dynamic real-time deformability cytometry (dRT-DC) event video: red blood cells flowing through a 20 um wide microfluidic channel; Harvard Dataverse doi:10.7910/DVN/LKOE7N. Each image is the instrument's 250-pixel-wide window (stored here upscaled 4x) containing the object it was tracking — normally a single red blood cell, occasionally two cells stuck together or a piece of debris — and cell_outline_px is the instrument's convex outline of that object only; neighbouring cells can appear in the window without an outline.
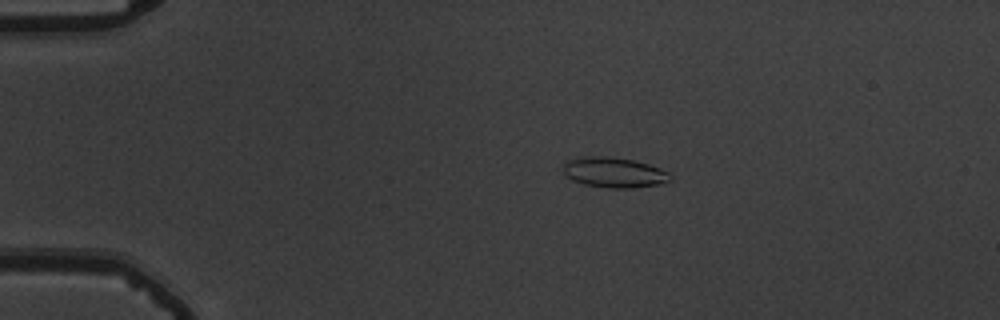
{"species": "common noctule bat (a hibernating species)", "species_latin": "Nyctalus noctula", "temperature_condition": "warm", "stored_images_in_passage": 47, "camera_frame_rate_fps": 3000, "um_per_image_px": 0.085, "animal": {"sex": "male", "body_mass_g": 19.5, "forearm_length_mm": 54.6}, "frame": {"image": 1, "passage_image": 3, "time_ms": 0.667, "image_size_px": [1000, 320], "cell_outline_px": [[672, 180], [656, 184], [632, 188], [608, 188], [584, 184], [572, 180], [564, 172], [564, 160], [584, 156], [604, 156], [632, 160], [648, 164], [660, 168], [668, 172], [672, 176]], "centroid_in_image_um": [52.18, 14.65], "position_along_channel_um": 32.8, "area_um2": 18.79}}
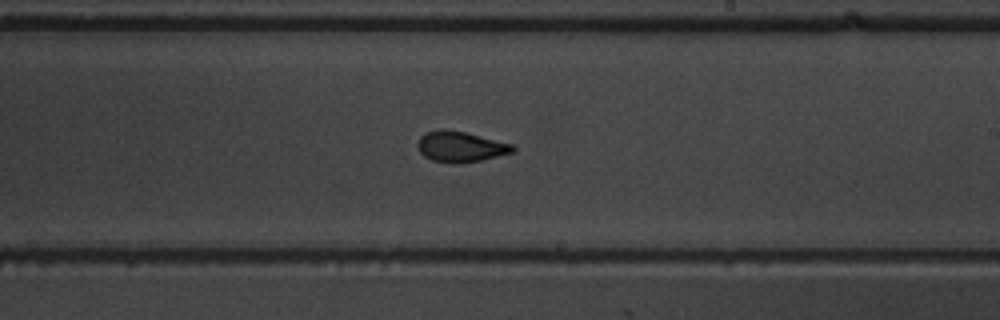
{"frame": {"image": 2, "passage_image": 25, "time_ms": 8.0, "image_size_px": [1000, 320], "cell_outline_px": [[516, 152], [480, 160], [452, 164], [432, 160], [424, 156], [416, 148], [416, 144], [420, 136], [428, 132], [464, 132], [512, 144], [516, 148]], "centroid_in_image_um": [39.16, 12.51], "position_along_channel_um": 249.8, "area_um2": 16.47}}
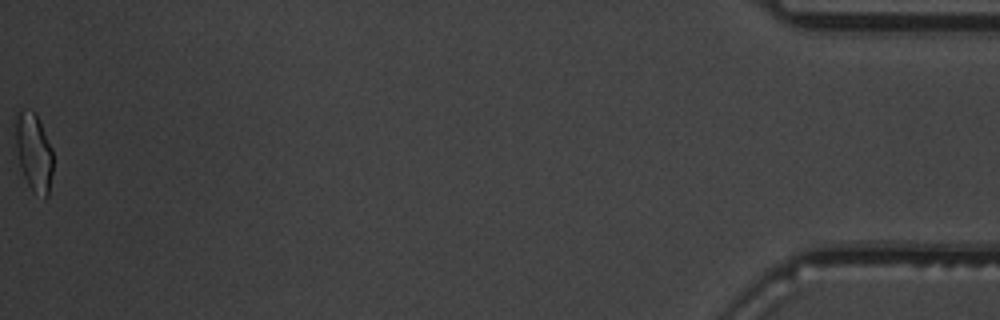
{"frame": {"image": 3, "passage_image": 47, "time_ms": 15.333, "image_size_px": [1000, 320], "cell_outline_px": [[52, 172], [48, 196], [44, 200], [32, 192], [24, 176], [20, 164], [16, 148], [12, 120], [12, 116], [16, 112], [36, 112], [52, 148]], "centroid_in_image_um": [2.84, 12.92], "position_along_channel_um": 432.4, "area_um2": 17.46}, "authors_computed_cell_mechanics": {"area_um2": 17.1088, "velocity_mm_per_s": 3.7403, "shape_relaxation_time_tau1_ms": 6.7821, "shape_relaxation_time_tau2_ms": 1.7826, "deformation_change_tau1": 0.1751, "deformation_change_tau2": 0.0913}}